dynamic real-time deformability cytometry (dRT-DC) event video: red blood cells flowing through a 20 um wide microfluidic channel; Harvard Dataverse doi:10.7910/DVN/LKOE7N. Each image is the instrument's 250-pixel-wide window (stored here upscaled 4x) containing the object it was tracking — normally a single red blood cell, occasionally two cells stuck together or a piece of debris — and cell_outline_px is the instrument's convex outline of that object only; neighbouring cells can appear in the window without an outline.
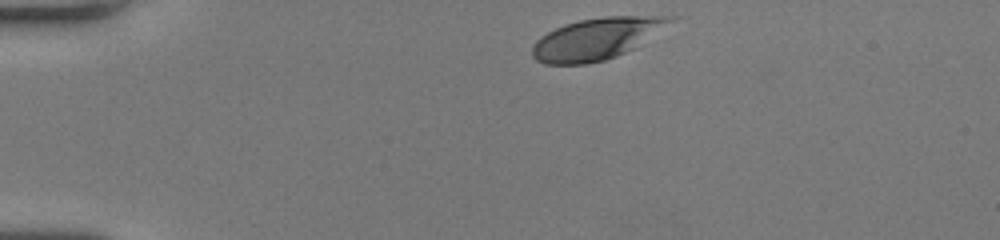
{"species": "human", "species_latin": "Homo sapiens", "temperature_condition": "room temperature", "stored_images_in_passage": 34, "camera_frame_rate_fps": 3000, "um_per_image_px": 0.085, "donor": {"sex": "female"}, "frame": {"image": 1, "passage_image": 1, "time_ms": 0.0, "image_size_px": [1000, 240], "cell_outline_px": [[676, 16], [672, 20], [636, 48], [616, 56], [604, 60], [584, 64], [544, 64], [536, 60], [532, 56], [532, 48], [536, 40], [540, 36], [564, 24], [580, 20], [604, 16]], "centroid_in_image_um": [50.65, 3.3], "position_along_channel_um": 34.4, "area_um2": 33.06}}
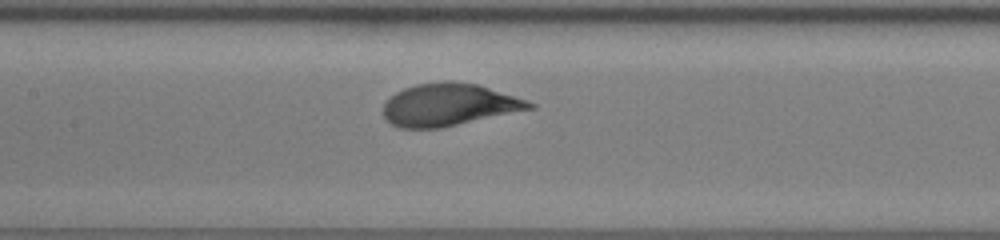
{"frame": {"image": 2, "passage_image": 16, "time_ms": 5.0, "image_size_px": [1000, 240], "cell_outline_px": [[536, 108], [440, 128], [400, 128], [392, 124], [384, 116], [384, 104], [396, 92], [404, 88], [416, 84], [440, 80], [448, 80], [476, 84], [536, 104]], "centroid_in_image_um": [38.14, 8.9], "position_along_channel_um": 169.3, "area_um2": 35.72}}
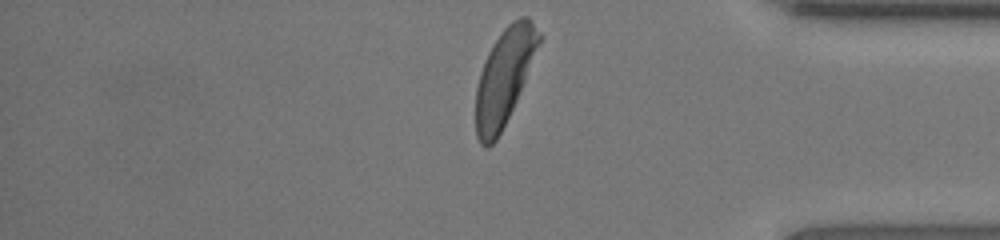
{"frame": {"image": 3, "passage_image": 34, "time_ms": 11.0, "image_size_px": [1000, 240], "cell_outline_px": [[544, 36], [516, 100], [496, 140], [488, 148], [484, 148], [480, 144], [476, 136], [476, 88], [480, 72], [488, 52], [492, 44], [500, 32], [512, 20], [520, 16], [528, 16]], "centroid_in_image_um": [42.87, 6.49], "position_along_channel_um": 392.3, "area_um2": 35.26}, "authors_computed_cell_mechanics": {"area_um2": 35.6915, "velocity_mm_per_s": 3.9957, "shape_relaxation_time_tau1_ms": 2.3178, "shape_relaxation_time_tau2_ms": null, "deformation_change_tau1": 0.1662, "deformation_change_tau2": null}}